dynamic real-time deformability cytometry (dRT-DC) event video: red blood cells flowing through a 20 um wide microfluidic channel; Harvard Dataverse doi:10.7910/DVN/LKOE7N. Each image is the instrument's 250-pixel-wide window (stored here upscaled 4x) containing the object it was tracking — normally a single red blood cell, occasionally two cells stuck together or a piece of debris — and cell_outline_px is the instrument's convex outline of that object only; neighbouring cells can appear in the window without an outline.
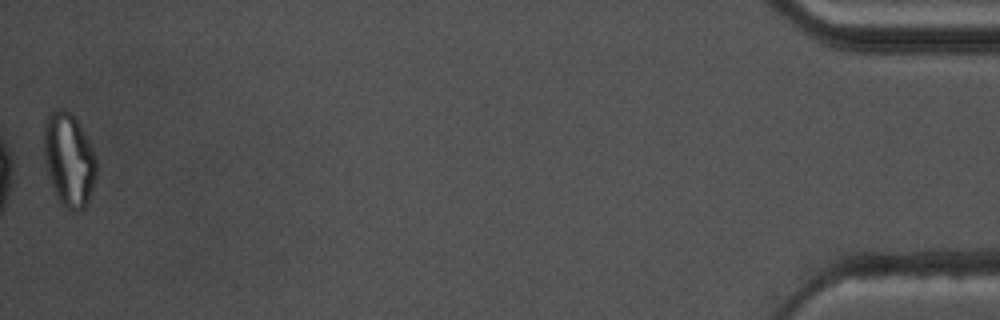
{"species": "common noctule bat (a hibernating species)", "species_latin": "Nyctalus noctula", "temperature_condition": "warm", "stored_images_in_passage": 39, "camera_frame_rate_fps": 3000, "um_per_image_px": 0.085, "animal": {"sex": "male", "body_mass_g": 17.5, "forearm_length_mm": 52.3}, "frame": {"image": 1, "passage_image": 39, "time_ms": 12.667, "image_size_px": [1000, 320], "cell_outline_px": [[96, 176], [88, 200], [84, 208], [80, 212], [68, 212], [60, 204], [52, 184], [44, 160], [44, 124], [48, 112], [56, 108], [64, 108], [76, 120], [88, 140], [96, 156]], "centroid_in_image_um": [5.85, 13.6], "position_along_channel_um": 429.4, "area_um2": 28.67}, "authors_computed_cell_mechanics": {"area_um2": 18.1492, "velocity_mm_per_s": 3.7269, "shape_relaxation_time_tau1_ms": null, "shape_relaxation_time_tau2_ms": 2.3689, "deformation_change_tau1": null, "deformation_change_tau2": 0.1156}}